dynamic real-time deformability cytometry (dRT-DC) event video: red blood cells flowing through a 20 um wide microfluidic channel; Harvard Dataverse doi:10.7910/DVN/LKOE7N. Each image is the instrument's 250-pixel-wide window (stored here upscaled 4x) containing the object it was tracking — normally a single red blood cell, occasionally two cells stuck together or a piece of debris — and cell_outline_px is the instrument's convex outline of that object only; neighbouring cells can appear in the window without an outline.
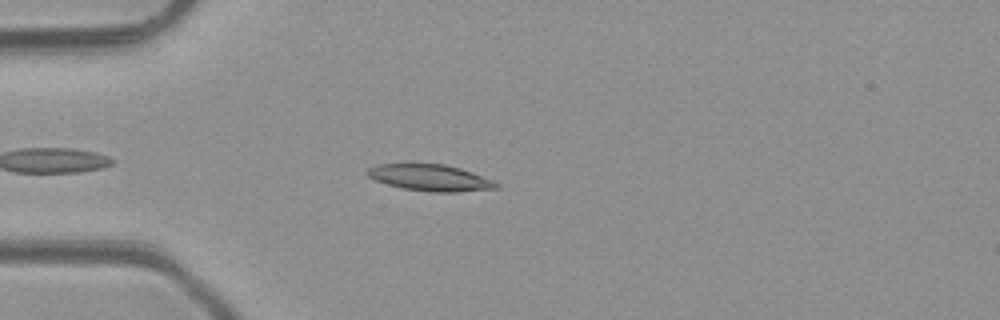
{"species": "common noctule bat (a hibernating species)", "species_latin": "Nyctalus noctula", "temperature_condition": "room temperature", "stored_images_in_passage": 3, "camera_frame_rate_fps": 3000, "um_per_image_px": 0.085, "animal": {"sex": "male", "body_mass_g": 23.1, "forearm_length_mm": 52.7}, "frame": {"image": 1, "passage_image": 3, "time_ms": 2.333, "image_size_px": [1000, 320], "cell_outline_px": [[500, 188], [460, 192], [432, 192], [404, 188], [388, 184], [376, 180], [368, 176], [364, 172], [368, 168], [376, 164], [444, 164], [460, 168], [472, 172], [492, 180], [500, 184]], "centroid_in_image_um": [36.58, 15.11], "position_along_channel_um": 48.4, "area_um2": 19.83}}